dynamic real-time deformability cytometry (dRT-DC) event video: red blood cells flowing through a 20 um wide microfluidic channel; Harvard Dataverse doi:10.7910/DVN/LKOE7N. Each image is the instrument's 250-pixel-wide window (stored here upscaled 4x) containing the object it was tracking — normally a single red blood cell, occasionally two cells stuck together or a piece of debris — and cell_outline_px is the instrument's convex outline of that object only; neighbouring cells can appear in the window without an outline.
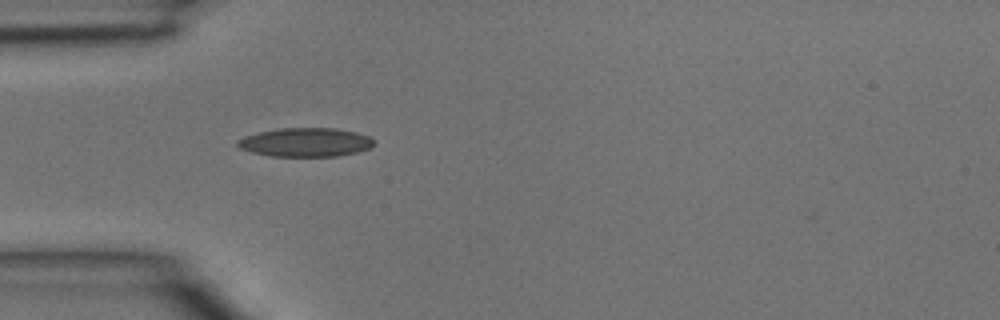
{"species": "common noctule bat (a hibernating species)", "species_latin": "Nyctalus noctula", "temperature_condition": "room temperature", "stored_images_in_passage": 1, "camera_frame_rate_fps": 3000, "um_per_image_px": 0.085, "animal": {"sex": "male", "body_mass_g": 15.6}, "frame": {"image": 1, "passage_image": 1, "time_ms": 0.0, "image_size_px": [1000, 320], "cell_outline_px": [[376, 144], [368, 148], [356, 152], [340, 156], [272, 156], [252, 152], [240, 148], [236, 144], [236, 140], [244, 136], [260, 132], [280, 128], [336, 128], [356, 132], [368, 136]], "centroid_in_image_um": [25.96, 12.09], "position_along_channel_um": 59.0, "area_um2": 22.83}}